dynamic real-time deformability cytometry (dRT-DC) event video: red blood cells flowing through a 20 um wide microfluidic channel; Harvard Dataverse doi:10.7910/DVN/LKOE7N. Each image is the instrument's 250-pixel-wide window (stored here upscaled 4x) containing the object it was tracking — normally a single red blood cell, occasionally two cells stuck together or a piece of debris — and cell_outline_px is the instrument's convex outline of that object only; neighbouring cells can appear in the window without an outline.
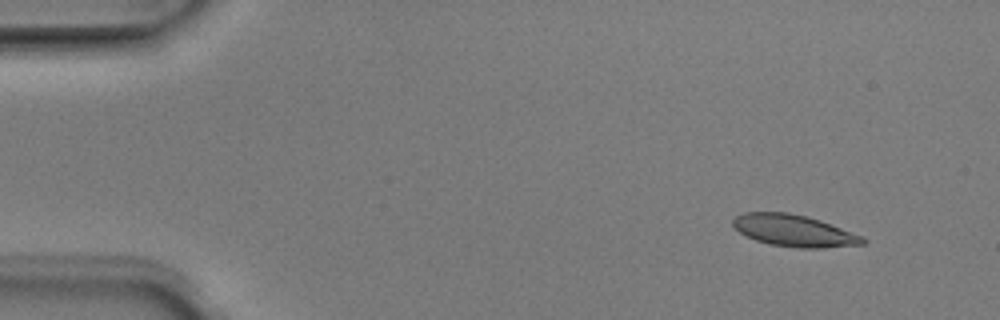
{"species": "Egyptian fruit bat (a non-hibernating species)", "species_latin": "Rousettus aegyptiacus", "temperature_condition": "room temperature", "stored_images_in_passage": 7, "camera_frame_rate_fps": 3000, "um_per_image_px": 0.085, "animal": {"sex": "male"}, "frame": {"image": 1, "passage_image": 1, "time_ms": 0.0, "image_size_px": [1000, 320], "cell_outline_px": [[868, 240], [864, 244], [824, 248], [796, 248], [772, 244], [756, 240], [740, 232], [732, 224], [732, 220], [736, 216], [744, 212], [788, 212], [808, 216], [820, 220], [864, 236]], "centroid_in_image_um": [67.53, 19.6], "position_along_channel_um": 17.5, "area_um2": 24.1}}
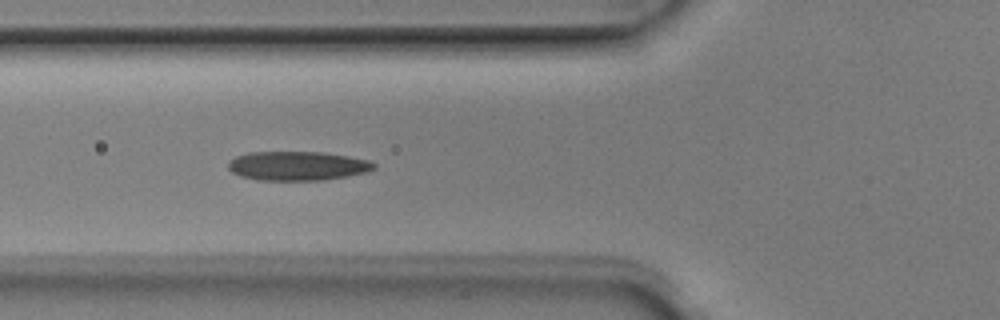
{"frame": {"image": 2, "passage_image": 5, "time_ms": 1.333, "image_size_px": [1000, 320], "cell_outline_px": [[376, 168], [368, 172], [348, 176], [324, 180], [256, 180], [240, 176], [232, 172], [228, 168], [228, 160], [236, 156], [248, 152], [324, 152], [348, 156], [368, 160], [376, 164]], "centroid_in_image_um": [25.28, 14.1], "position_along_channel_um": 100.5, "area_um2": 24.97}}
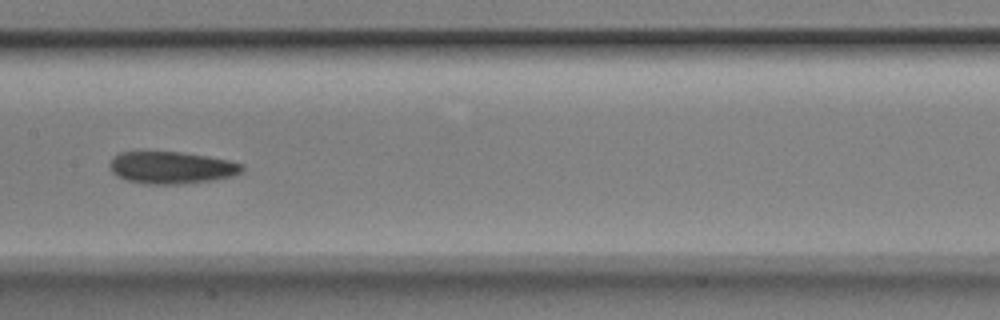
{"frame": {"image": 3, "passage_image": 7, "time_ms": 2.0, "image_size_px": [1000, 320], "cell_outline_px": [[244, 172], [236, 176], [216, 180], [184, 184], [144, 184], [124, 180], [116, 176], [112, 172], [108, 164], [112, 156], [120, 152], [180, 152], [208, 156], [228, 160], [244, 164]], "centroid_in_image_um": [14.6, 14.26], "position_along_channel_um": 192.8, "area_um2": 25.37}}